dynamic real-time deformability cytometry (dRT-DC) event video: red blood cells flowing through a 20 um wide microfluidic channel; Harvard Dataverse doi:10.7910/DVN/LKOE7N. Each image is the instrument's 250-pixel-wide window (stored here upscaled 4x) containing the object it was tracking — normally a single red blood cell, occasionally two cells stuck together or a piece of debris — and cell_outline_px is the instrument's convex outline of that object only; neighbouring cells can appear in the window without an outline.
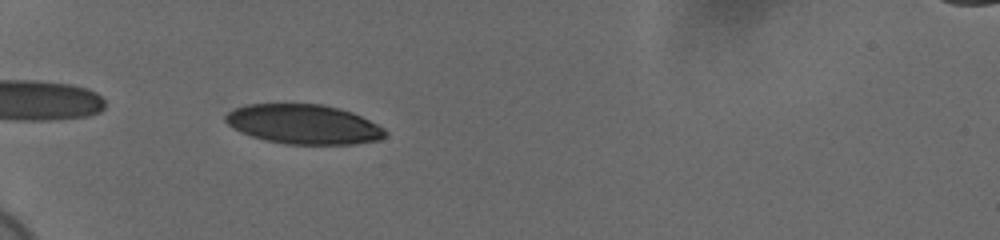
{"species": "human", "species_latin": "Homo sapiens", "temperature_condition": "cold", "stored_images_in_passage": 40, "camera_frame_rate_fps": 3000, "um_per_image_px": 0.085, "donor": {"sex": "female"}, "frame": {"image": 1, "passage_image": 3, "time_ms": 0.667, "image_size_px": [1000, 240], "cell_outline_px": [[388, 132], [380, 140], [356, 144], [284, 144], [264, 140], [240, 132], [228, 124], [224, 120], [224, 116], [232, 108], [248, 104], [324, 104], [340, 108], [352, 112], [384, 128]], "centroid_in_image_um": [25.79, 10.56], "position_along_channel_um": 59.2, "area_um2": 36.99}}
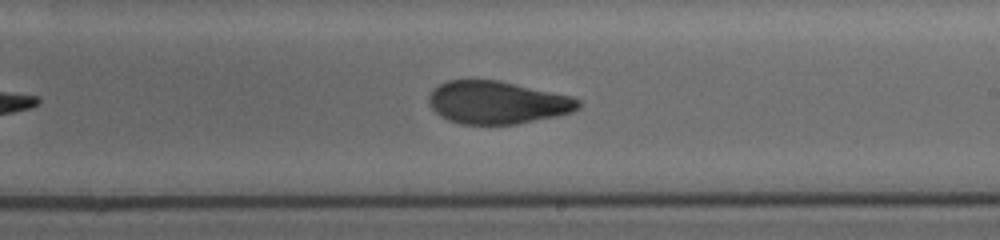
{"frame": {"image": 2, "passage_image": 20, "time_ms": 6.333, "image_size_px": [1000, 240], "cell_outline_px": [[580, 108], [572, 112], [556, 116], [516, 124], [460, 124], [448, 120], [440, 116], [428, 104], [428, 96], [440, 84], [448, 80], [500, 80], [572, 96], [580, 100]], "centroid_in_image_um": [42.28, 8.71], "position_along_channel_um": 246.7, "area_um2": 37.28}}
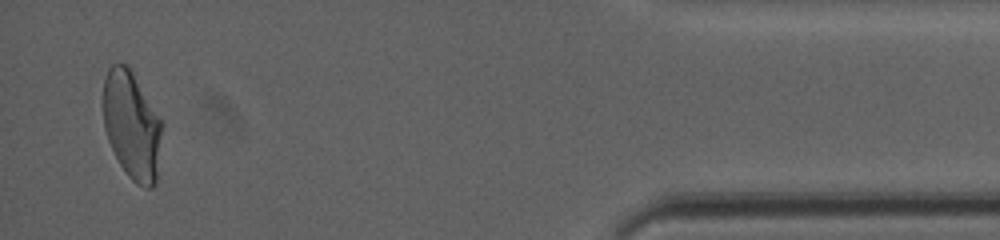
{"frame": {"image": 3, "passage_image": 39, "time_ms": 12.667, "image_size_px": [1000, 240], "cell_outline_px": [[164, 124], [156, 180], [152, 188], [144, 188], [136, 184], [128, 176], [120, 164], [108, 140], [104, 128], [104, 80], [108, 68], [112, 64], [128, 64]], "centroid_in_image_um": [11.23, 10.66], "position_along_channel_um": 424.0, "area_um2": 37.11}, "authors_computed_cell_mechanics": {"area_um2": 37.9168, "velocity_mm_per_s": 3.6786, "shape_relaxation_time_tau1_ms": 6.0052, "shape_relaxation_time_tau2_ms": 1.4594, "deformation_change_tau1": 0.1857, "deformation_change_tau2": 0.0676}}